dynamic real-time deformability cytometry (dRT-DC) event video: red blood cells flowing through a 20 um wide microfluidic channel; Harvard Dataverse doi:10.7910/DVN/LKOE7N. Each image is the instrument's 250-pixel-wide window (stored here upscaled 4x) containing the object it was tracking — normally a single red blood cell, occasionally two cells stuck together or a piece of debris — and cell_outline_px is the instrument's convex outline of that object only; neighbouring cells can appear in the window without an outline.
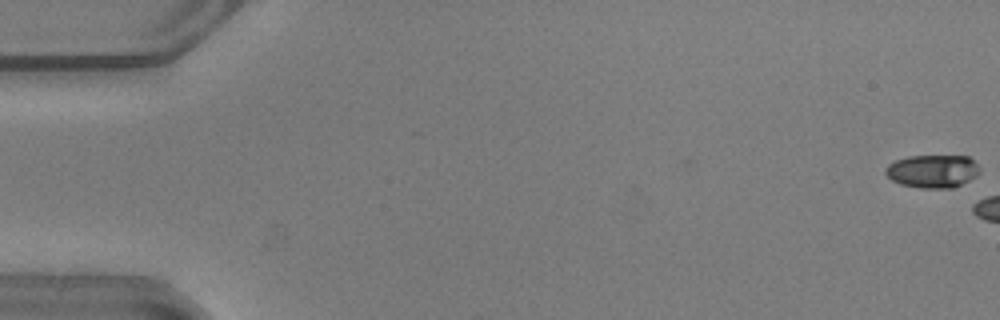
{"species": "common noctule bat (a hibernating species)", "species_latin": "Nyctalus noctula", "temperature_condition": "warm", "stored_images_in_passage": 5, "camera_frame_rate_fps": 3000, "um_per_image_px": 0.085, "animal": {"sex": "male", "body_mass_g": 20.5, "forearm_length_mm": 52.5}, "frame": {"image": 1, "passage_image": 1, "time_ms": 0.0, "image_size_px": [1000, 320], "cell_outline_px": [[980, 172], [976, 176], [952, 188], [920, 188], [900, 184], [892, 180], [884, 172], [884, 168], [888, 164], [896, 160], [908, 156], [968, 156], [980, 168]], "centroid_in_image_um": [79.24, 14.55], "position_along_channel_um": 5.8, "area_um2": 18.09}}